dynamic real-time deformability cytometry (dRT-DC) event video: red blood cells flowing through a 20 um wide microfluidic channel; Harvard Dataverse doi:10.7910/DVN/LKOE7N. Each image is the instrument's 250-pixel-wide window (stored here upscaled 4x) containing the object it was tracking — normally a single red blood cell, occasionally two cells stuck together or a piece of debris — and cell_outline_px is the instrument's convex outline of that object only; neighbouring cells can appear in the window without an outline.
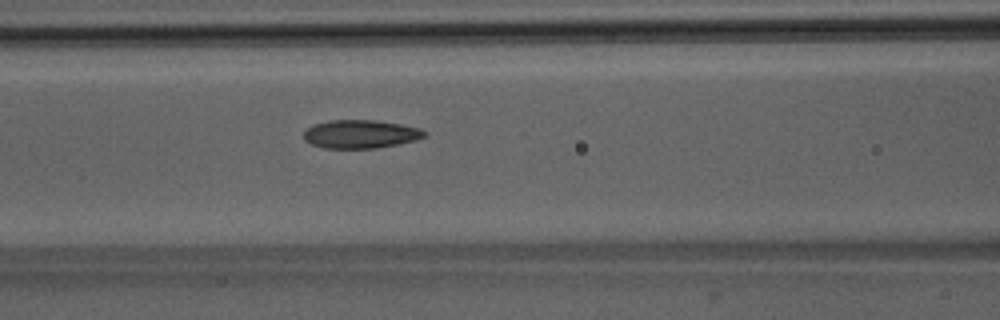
{"species": "Egyptian fruit bat (a non-hibernating species)", "species_latin": "Rousettus aegyptiacus", "temperature_condition": "room temperature", "stored_images_in_passage": 52, "camera_frame_rate_fps": 3000, "um_per_image_px": 0.085, "animal": {"sex": "male"}, "frame": {"image": 1, "passage_image": 23, "time_ms": 7.333, "image_size_px": [1000, 320], "cell_outline_px": [[428, 136], [416, 140], [376, 148], [324, 148], [312, 144], [304, 140], [304, 132], [312, 124], [328, 120], [376, 120], [400, 124], [420, 128], [428, 132]], "centroid_in_image_um": [30.66, 11.39], "position_along_channel_um": 135.9, "area_um2": 20.06}}
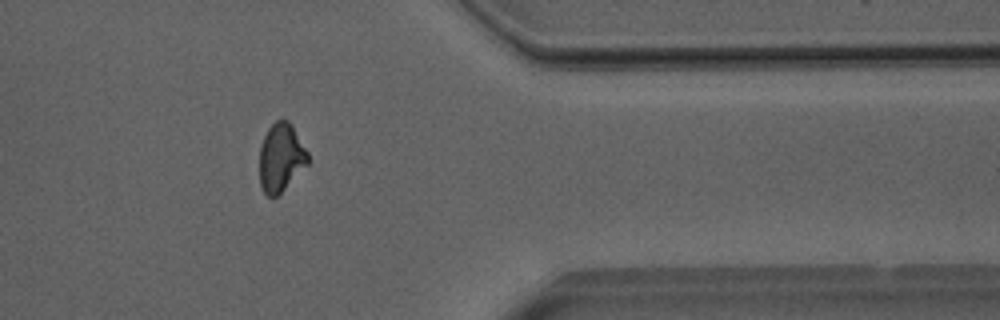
{"frame": {"image": 2, "passage_image": 43, "time_ms": 14.0, "image_size_px": [1000, 320], "cell_outline_px": [[308, 164], [276, 196], [268, 196], [264, 192], [260, 184], [260, 148], [264, 136], [268, 128], [276, 120], [288, 120], [308, 152]], "centroid_in_image_um": [23.87, 13.38], "position_along_channel_um": 387.5, "area_um2": 18.84}}
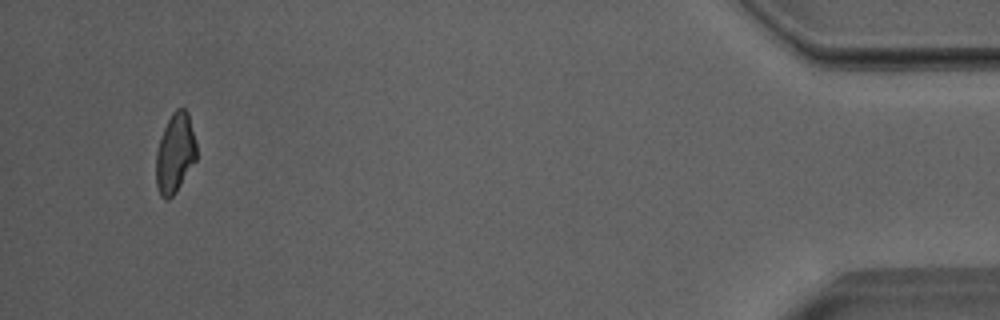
{"frame": {"image": 3, "passage_image": 50, "time_ms": 16.333, "image_size_px": [1000, 320], "cell_outline_px": [[196, 160], [176, 192], [168, 200], [164, 200], [160, 196], [156, 188], [156, 152], [164, 128], [172, 112], [176, 108], [184, 108], [188, 112], [196, 144]], "centroid_in_image_um": [14.87, 13.05], "position_along_channel_um": 420.3, "area_um2": 18.79}, "authors_computed_cell_mechanics": {"area_um2": 19.8832, "velocity_mm_per_s": 4.011, "shape_relaxation_time_tau1_ms": 10.4449, "shape_relaxation_time_tau2_ms": 1.7144, "deformation_change_tau1": 0.2235, "deformation_change_tau2": 0.0735}}